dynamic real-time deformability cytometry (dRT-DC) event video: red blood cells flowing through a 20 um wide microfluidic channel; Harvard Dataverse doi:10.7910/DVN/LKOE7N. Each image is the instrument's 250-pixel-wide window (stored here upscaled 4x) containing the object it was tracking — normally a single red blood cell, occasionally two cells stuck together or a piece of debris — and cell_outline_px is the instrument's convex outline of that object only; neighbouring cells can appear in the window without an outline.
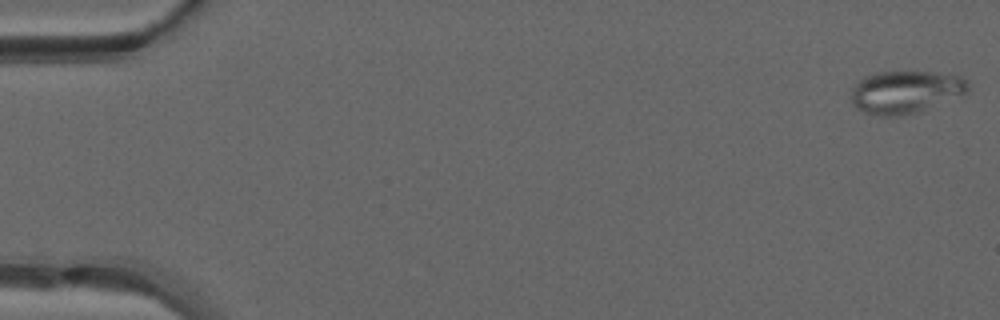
{"species": "common noctule bat (a hibernating species)", "species_latin": "Nyctalus noctula", "temperature_condition": "warm", "stored_images_in_passage": 9, "camera_frame_rate_fps": 3000, "um_per_image_px": 0.085, "animal": {"sex": "male", "forearm_length_mm": 52.5}, "frame": {"image": 1, "passage_image": 1, "time_ms": 0.0, "image_size_px": [1000, 320], "cell_outline_px": [[968, 92], [964, 96], [916, 112], [896, 116], [872, 116], [856, 108], [852, 104], [852, 88], [864, 76], [880, 72], [932, 72], [960, 76], [968, 80]], "centroid_in_image_um": [76.99, 7.83], "position_along_channel_um": 8.0, "area_um2": 29.19}}